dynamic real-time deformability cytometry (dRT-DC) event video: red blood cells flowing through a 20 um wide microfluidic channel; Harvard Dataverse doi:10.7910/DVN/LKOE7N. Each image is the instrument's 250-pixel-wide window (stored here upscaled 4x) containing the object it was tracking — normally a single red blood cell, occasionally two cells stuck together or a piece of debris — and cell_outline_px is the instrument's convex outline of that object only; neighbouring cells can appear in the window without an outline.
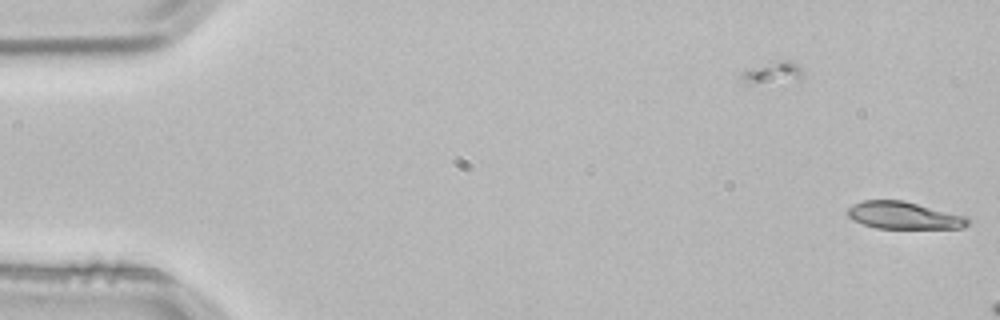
{"species": "common noctule bat (a hibernating species)", "species_latin": "Nyctalus noctula", "temperature_condition": "room temperature", "stored_images_in_passage": 2, "segment_of_instrument_passage": [2, 2], "camera_frame_rate_fps": 3000, "um_per_image_px": 0.085, "animal": {"sex": "male", "body_mass_g": 21.5, "forearm_length_mm": 52.0}, "frame": {"image": 1, "passage_image": 2, "time_ms": 0.333, "image_size_px": [1000, 320], "cell_outline_px": [[968, 224], [964, 228], [876, 228], [864, 224], [848, 216], [848, 208], [852, 204], [864, 200], [904, 200], [968, 216]], "centroid_in_image_um": [76.86, 18.3], "position_along_channel_um": 8.1, "area_um2": 19.07}}